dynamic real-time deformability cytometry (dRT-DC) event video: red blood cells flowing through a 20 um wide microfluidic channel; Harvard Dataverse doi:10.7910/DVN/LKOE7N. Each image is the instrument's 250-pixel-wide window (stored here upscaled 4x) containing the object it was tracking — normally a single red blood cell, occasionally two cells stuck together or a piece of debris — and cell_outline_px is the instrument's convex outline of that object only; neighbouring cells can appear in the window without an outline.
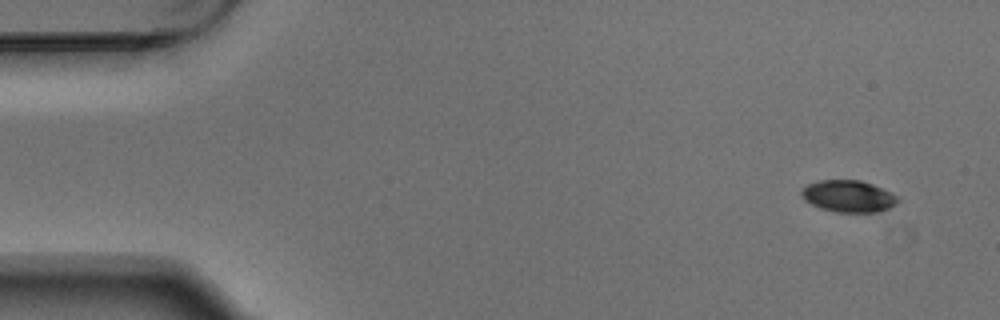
{"species": "Egyptian fruit bat (a non-hibernating species)", "species_latin": "Rousettus aegyptiacus", "temperature_condition": "warm", "stored_images_in_passage": 4, "camera_frame_rate_fps": 3000, "um_per_image_px": 0.085, "animal": {"sex": "male"}, "frame": {"image": 1, "passage_image": 1, "time_ms": 0.0, "image_size_px": [1000, 320], "cell_outline_px": [[900, 200], [896, 204], [880, 212], [836, 212], [820, 208], [804, 200], [800, 192], [808, 184], [820, 180], [860, 180], [872, 184], [892, 192]], "centroid_in_image_um": [72.13, 16.68], "position_along_channel_um": 12.9, "area_um2": 17.86}}
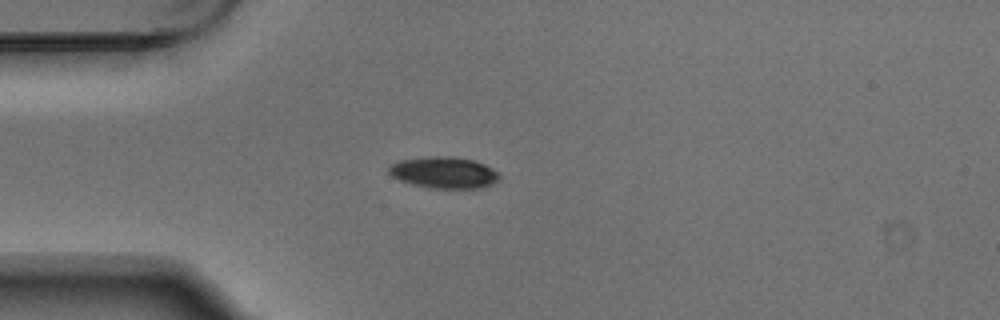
{"frame": {"image": 2, "passage_image": 4, "time_ms": 1.0, "image_size_px": [1000, 320], "cell_outline_px": [[500, 180], [492, 184], [480, 188], [428, 188], [412, 184], [400, 180], [392, 176], [388, 172], [388, 168], [392, 164], [400, 160], [432, 156], [452, 156], [476, 160], [492, 168], [500, 176]], "centroid_in_image_um": [37.75, 14.66], "position_along_channel_um": 47.2, "area_um2": 20.35}}